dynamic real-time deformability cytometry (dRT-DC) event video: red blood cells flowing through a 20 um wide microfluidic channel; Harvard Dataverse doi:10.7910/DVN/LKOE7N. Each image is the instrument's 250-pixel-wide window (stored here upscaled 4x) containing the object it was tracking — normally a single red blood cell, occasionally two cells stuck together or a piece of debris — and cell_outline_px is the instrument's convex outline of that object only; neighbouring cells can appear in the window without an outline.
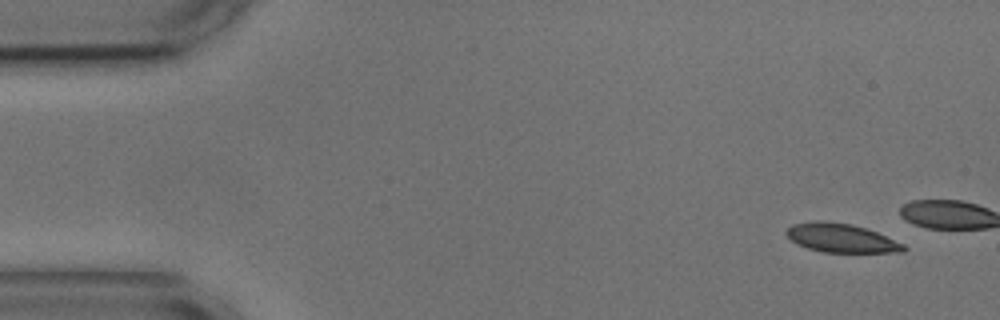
{"species": "common noctule bat (a hibernating species)", "species_latin": "Nyctalus noctula", "temperature_condition": "cold", "stored_images_in_passage": 4, "camera_frame_rate_fps": 3000, "um_per_image_px": 0.085, "animal": {"sex": "male", "body_mass_g": 17.9, "forearm_length_mm": 54.2}, "frame": {"image": 1, "passage_image": 1, "time_ms": 0.0, "image_size_px": [1000, 320], "cell_outline_px": [[908, 248], [904, 252], [824, 252], [808, 248], [796, 244], [784, 232], [792, 224], [816, 220], [824, 220], [852, 224], [876, 232], [904, 244]], "centroid_in_image_um": [71.49, 20.22], "position_along_channel_um": 13.5, "area_um2": 19.65}}